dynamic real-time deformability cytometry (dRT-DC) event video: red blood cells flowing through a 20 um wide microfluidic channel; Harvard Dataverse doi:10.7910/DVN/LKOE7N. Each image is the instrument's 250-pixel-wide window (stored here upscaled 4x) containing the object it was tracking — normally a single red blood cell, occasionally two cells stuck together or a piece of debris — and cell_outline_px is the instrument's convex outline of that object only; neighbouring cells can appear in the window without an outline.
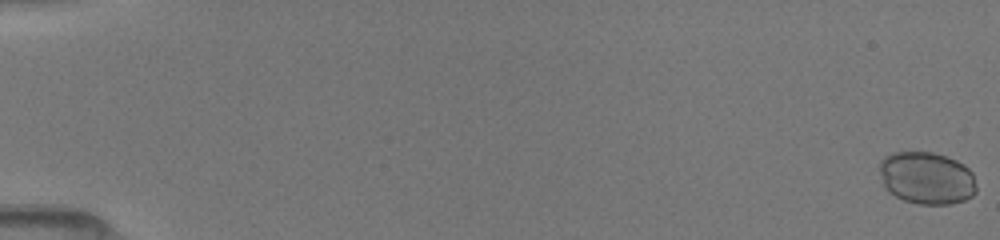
{"species": "common noctule bat (a hibernating species)", "species_latin": "Nyctalus noctula", "temperature_condition": "room temperature", "stored_images_in_passage": 80, "camera_frame_rate_fps": 3000, "um_per_image_px": 0.085, "animal": {"sex": "female", "body_mass_g": 19.5, "forearm_length_mm": 54.1}, "frame": {"image": 1, "passage_image": 1, "time_ms": 0.0, "image_size_px": [1000, 240], "cell_outline_px": [[976, 192], [972, 196], [964, 200], [948, 204], [920, 204], [904, 200], [888, 192], [884, 188], [880, 172], [880, 160], [884, 156], [892, 152], [932, 152], [956, 160], [964, 164], [972, 172], [976, 188]], "centroid_in_image_um": [78.75, 15.13], "position_along_channel_um": 6.2, "area_um2": 29.65}}
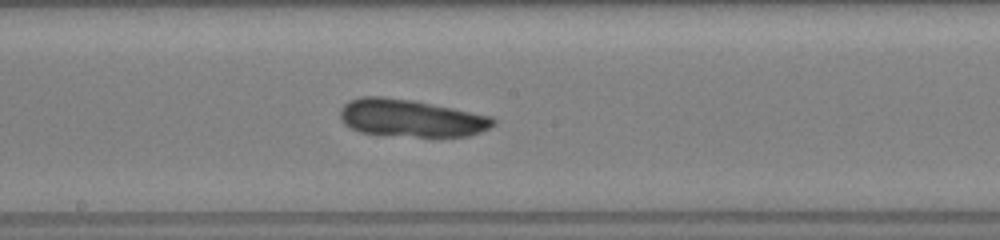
{"frame": {"image": 2, "passage_image": 50, "time_ms": 9.333, "image_size_px": [1000, 240], "cell_outline_px": [[496, 124], [480, 132], [468, 136], [416, 136], [360, 132], [348, 128], [340, 120], [340, 108], [348, 100], [360, 96], [384, 96], [416, 100], [492, 116], [496, 120]], "centroid_in_image_um": [34.9, 10.01], "position_along_channel_um": 213.3, "area_um2": 33.64}}
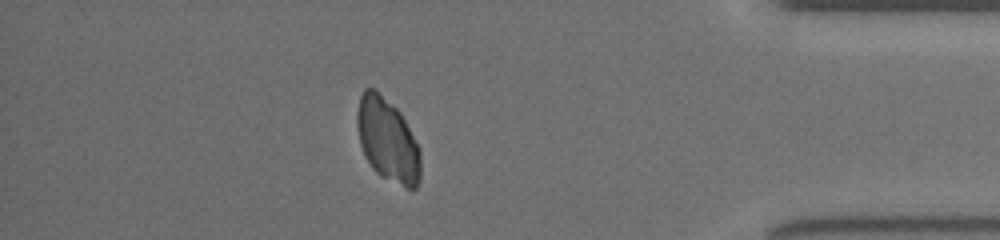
{"frame": {"image": 3, "passage_image": 72, "time_ms": 14.667, "image_size_px": [1000, 240], "cell_outline_px": [[420, 180], [416, 188], [412, 192], [380, 176], [372, 168], [364, 156], [360, 144], [356, 124], [356, 112], [360, 96], [364, 88], [372, 88], [392, 104], [400, 112], [420, 148]], "centroid_in_image_um": [32.94, 11.96], "position_along_channel_um": 402.3, "area_um2": 31.21}}